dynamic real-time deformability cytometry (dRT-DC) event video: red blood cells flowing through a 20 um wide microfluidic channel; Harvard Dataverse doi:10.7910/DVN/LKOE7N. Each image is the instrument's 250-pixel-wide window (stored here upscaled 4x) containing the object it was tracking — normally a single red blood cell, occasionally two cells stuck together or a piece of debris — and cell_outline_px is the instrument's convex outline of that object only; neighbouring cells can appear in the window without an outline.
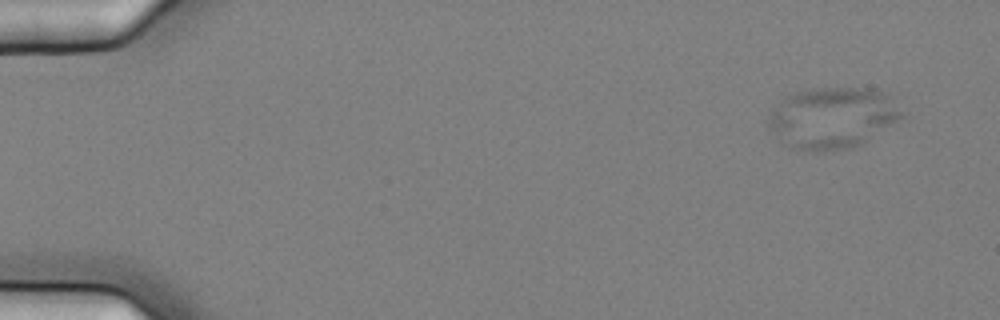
{"species": "common noctule bat (a hibernating species)", "species_latin": "Nyctalus noctula", "temperature_condition": "cold", "stored_images_in_passage": 5, "camera_frame_rate_fps": 3000, "um_per_image_px": 0.085, "animal": {"sex": "female", "body_mass_g": 25.1}, "frame": {"image": 1, "passage_image": 1, "time_ms": 0.0, "image_size_px": [1000, 320], "cell_outline_px": [[908, 116], [860, 144], [852, 148], [824, 152], [792, 148], [784, 144], [768, 128], [764, 120], [788, 96], [796, 92], [812, 88], [876, 88], [884, 92], [908, 112]], "centroid_in_image_um": [70.83, 10.02], "position_along_channel_um": 14.2, "area_um2": 48.15}}